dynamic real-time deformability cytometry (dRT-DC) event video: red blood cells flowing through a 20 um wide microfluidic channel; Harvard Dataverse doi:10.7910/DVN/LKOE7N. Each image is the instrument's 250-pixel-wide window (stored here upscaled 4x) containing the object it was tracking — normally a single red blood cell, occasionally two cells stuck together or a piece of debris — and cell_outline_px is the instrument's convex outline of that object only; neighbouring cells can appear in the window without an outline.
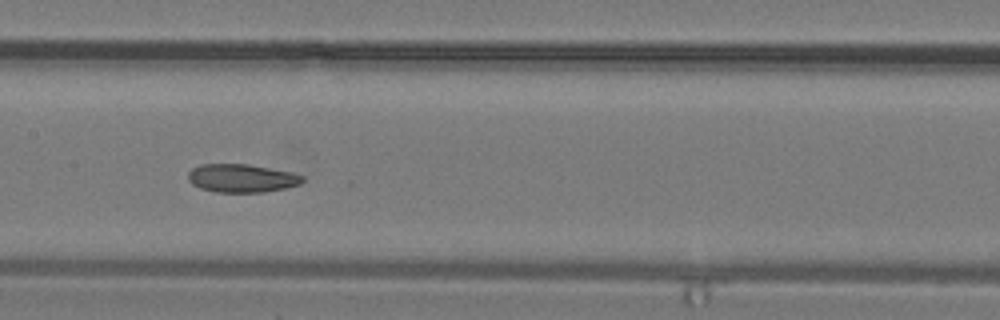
{"species": "common noctule bat (a hibernating species)", "species_latin": "Nyctalus noctula", "temperature_condition": "warm", "stored_images_in_passage": 31, "camera_frame_rate_fps": 3000, "um_per_image_px": 0.085, "animal": {"sex": "male", "body_mass_g": 19.2, "forearm_length_mm": 51.8}, "frame": {"image": 1, "passage_image": 14, "time_ms": 4.333, "image_size_px": [1000, 320], "cell_outline_px": [[304, 180], [300, 184], [284, 188], [264, 192], [216, 192], [200, 188], [192, 184], [188, 180], [188, 172], [192, 168], [200, 164], [248, 164], [292, 172], [304, 176]], "centroid_in_image_um": [20.53, 15.14], "position_along_channel_um": 186.9, "area_um2": 18.9}}
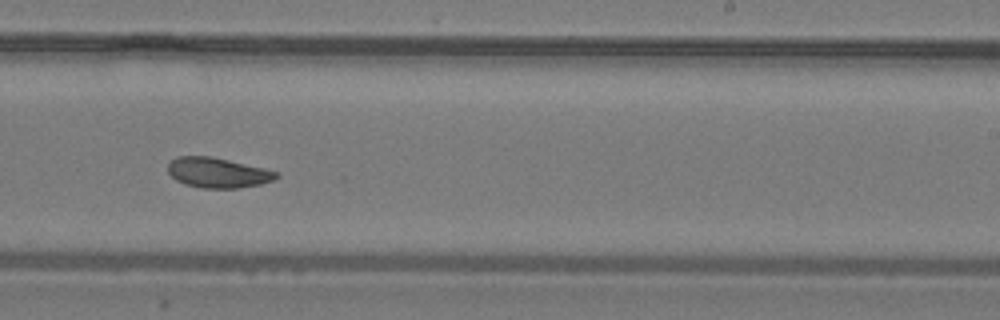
{"frame": {"image": 2, "passage_image": 18, "time_ms": 5.667, "image_size_px": [1000, 320], "cell_outline_px": [[280, 176], [272, 180], [260, 184], [236, 188], [204, 188], [184, 184], [176, 180], [168, 172], [168, 164], [176, 156], [212, 156], [264, 168], [280, 172]], "centroid_in_image_um": [18.51, 14.67], "position_along_channel_um": 270.5, "area_um2": 19.02}}
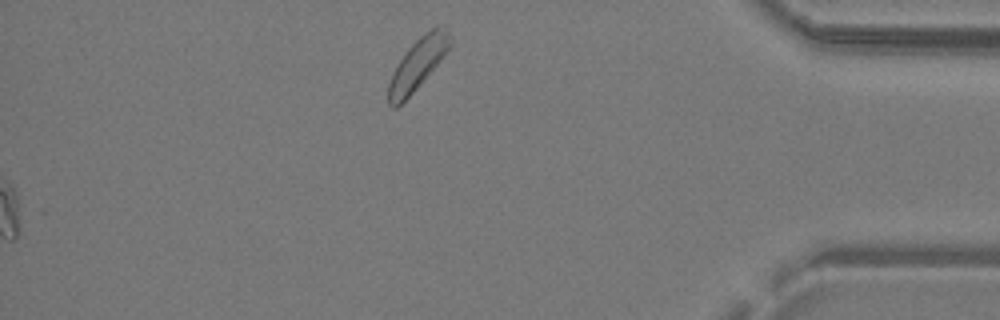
{"frame": {"image": 3, "passage_image": 31, "time_ms": 10.0, "image_size_px": [1000, 320], "cell_outline_px": [[452, 44], [440, 60], [416, 88], [396, 108], [392, 108], [388, 104], [388, 84], [392, 72], [408, 48], [424, 32], [436, 24], [444, 24], [452, 36]], "centroid_in_image_um": [35.53, 5.36], "position_along_channel_um": 399.7, "area_um2": 18.32}}